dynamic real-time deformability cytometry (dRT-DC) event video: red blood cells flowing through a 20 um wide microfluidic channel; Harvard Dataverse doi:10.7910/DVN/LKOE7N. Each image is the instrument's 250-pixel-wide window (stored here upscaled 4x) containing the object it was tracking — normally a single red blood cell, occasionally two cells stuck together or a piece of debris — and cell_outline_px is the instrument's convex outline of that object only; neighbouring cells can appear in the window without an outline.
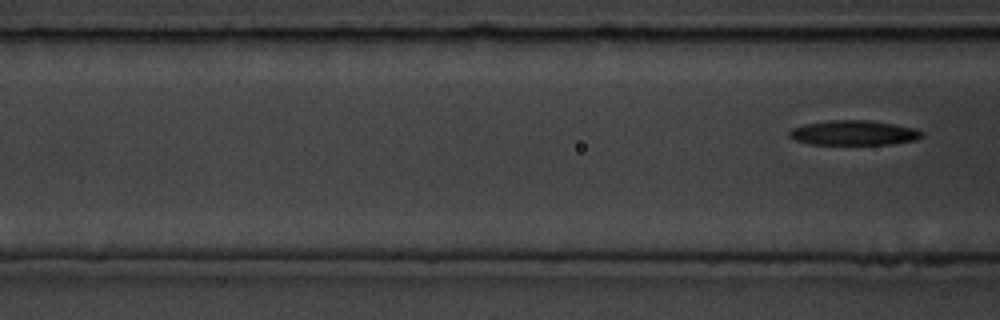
{"species": "common noctule bat (a hibernating species)", "species_latin": "Nyctalus noctula", "temperature_condition": "room temperature", "stored_images_in_passage": 5, "camera_frame_rate_fps": 3000, "um_per_image_px": 0.085, "animal": {"sex": "male", "body_mass_g": 19.5, "forearm_length_mm": 54.6}, "frame": {"image": 1, "passage_image": 5, "time_ms": 5.333, "image_size_px": [1000, 320], "cell_outline_px": [[924, 136], [916, 140], [892, 144], [808, 144], [796, 140], [788, 136], [788, 132], [792, 128], [804, 124], [828, 120], [872, 120], [912, 128], [924, 132]], "centroid_in_image_um": [72.55, 11.29], "position_along_channel_um": 94.0, "area_um2": 19.19}}